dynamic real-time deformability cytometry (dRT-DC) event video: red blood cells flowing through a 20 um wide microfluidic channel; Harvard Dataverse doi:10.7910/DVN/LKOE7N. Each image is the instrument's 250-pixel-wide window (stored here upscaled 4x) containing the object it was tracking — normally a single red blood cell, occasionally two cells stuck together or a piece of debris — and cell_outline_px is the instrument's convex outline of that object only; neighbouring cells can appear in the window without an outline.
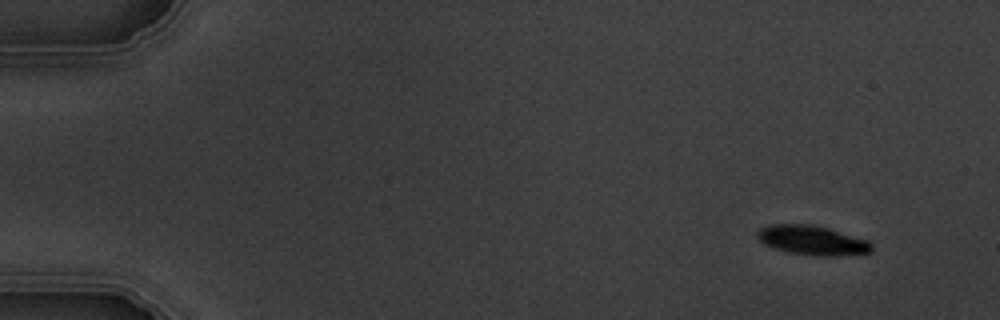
{"species": "common noctule bat (a hibernating species)", "species_latin": "Nyctalus noctula", "temperature_condition": "warm", "stored_images_in_passage": 9, "camera_frame_rate_fps": 3000, "um_per_image_px": 0.085, "animal": {"sex": "male", "body_mass_g": 19.5, "forearm_length_mm": 54.6}, "frame": {"image": 1, "passage_image": 1, "time_ms": 0.0, "image_size_px": [1000, 320], "cell_outline_px": [[872, 252], [832, 256], [816, 256], [788, 252], [772, 248], [764, 244], [756, 236], [756, 232], [760, 228], [768, 224], [812, 224], [828, 228], [868, 240], [872, 244]], "centroid_in_image_um": [69.0, 20.42], "position_along_channel_um": 16.0, "area_um2": 19.71}}
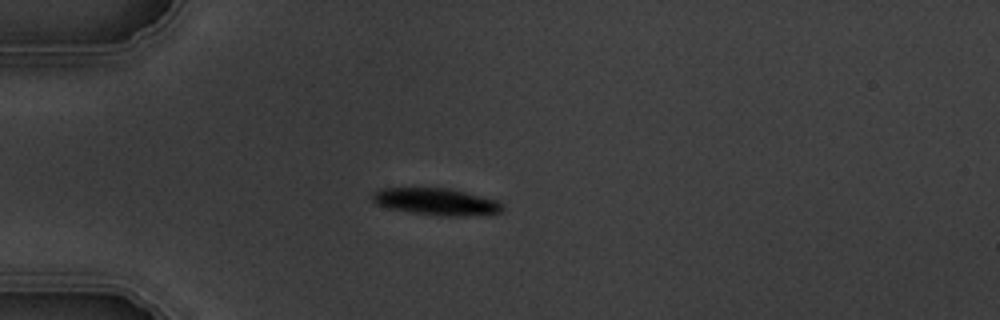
{"frame": {"image": 2, "passage_image": 4, "time_ms": 3.667, "image_size_px": [1000, 320], "cell_outline_px": [[504, 212], [464, 216], [436, 216], [388, 208], [376, 204], [372, 200], [372, 192], [380, 188], [448, 188], [496, 200], [504, 204]], "centroid_in_image_um": [37.07, 17.15], "position_along_channel_um": 47.9, "area_um2": 20.46}}
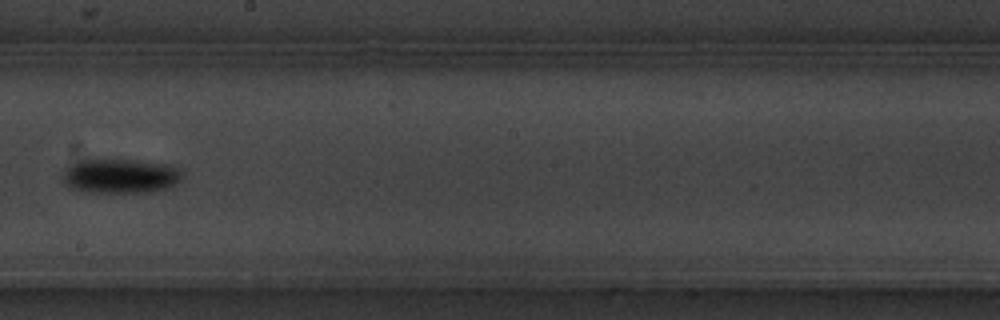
{"frame": {"image": 3, "passage_image": 9, "time_ms": 9.333, "image_size_px": [1000, 320], "cell_outline_px": [[184, 176], [172, 188], [152, 192], [84, 192], [72, 188], [64, 184], [64, 168], [68, 164], [80, 160], [136, 160], [168, 164], [180, 168], [184, 172]], "centroid_in_image_um": [10.29, 14.96], "position_along_channel_um": 237.9, "area_um2": 24.45}}